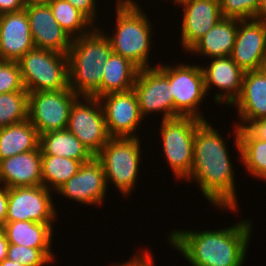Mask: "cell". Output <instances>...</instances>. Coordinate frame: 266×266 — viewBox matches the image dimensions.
I'll return each mask as SVG.
<instances>
[{
    "mask_svg": "<svg viewBox=\"0 0 266 266\" xmlns=\"http://www.w3.org/2000/svg\"><path fill=\"white\" fill-rule=\"evenodd\" d=\"M207 121L196 129L192 169L186 180L193 179L214 207L236 211L238 208L233 165L226 140Z\"/></svg>",
    "mask_w": 266,
    "mask_h": 266,
    "instance_id": "cell-1",
    "label": "cell"
},
{
    "mask_svg": "<svg viewBox=\"0 0 266 266\" xmlns=\"http://www.w3.org/2000/svg\"><path fill=\"white\" fill-rule=\"evenodd\" d=\"M249 219L220 230H172L168 238L192 266H242L252 225Z\"/></svg>",
    "mask_w": 266,
    "mask_h": 266,
    "instance_id": "cell-2",
    "label": "cell"
},
{
    "mask_svg": "<svg viewBox=\"0 0 266 266\" xmlns=\"http://www.w3.org/2000/svg\"><path fill=\"white\" fill-rule=\"evenodd\" d=\"M113 52L99 28L72 38L68 51L69 88L80 97H101L103 66Z\"/></svg>",
    "mask_w": 266,
    "mask_h": 266,
    "instance_id": "cell-3",
    "label": "cell"
},
{
    "mask_svg": "<svg viewBox=\"0 0 266 266\" xmlns=\"http://www.w3.org/2000/svg\"><path fill=\"white\" fill-rule=\"evenodd\" d=\"M116 29L107 34L114 53L129 59L139 69L151 67V22L134 0H117ZM149 64V65H148Z\"/></svg>",
    "mask_w": 266,
    "mask_h": 266,
    "instance_id": "cell-4",
    "label": "cell"
},
{
    "mask_svg": "<svg viewBox=\"0 0 266 266\" xmlns=\"http://www.w3.org/2000/svg\"><path fill=\"white\" fill-rule=\"evenodd\" d=\"M17 62L28 93L69 88L67 54L34 47Z\"/></svg>",
    "mask_w": 266,
    "mask_h": 266,
    "instance_id": "cell-5",
    "label": "cell"
},
{
    "mask_svg": "<svg viewBox=\"0 0 266 266\" xmlns=\"http://www.w3.org/2000/svg\"><path fill=\"white\" fill-rule=\"evenodd\" d=\"M140 142L139 137H111L95 156L104 169L106 185L111 181L124 196L137 183Z\"/></svg>",
    "mask_w": 266,
    "mask_h": 266,
    "instance_id": "cell-6",
    "label": "cell"
},
{
    "mask_svg": "<svg viewBox=\"0 0 266 266\" xmlns=\"http://www.w3.org/2000/svg\"><path fill=\"white\" fill-rule=\"evenodd\" d=\"M202 122L192 116L162 119L160 134L163 153L178 179L186 180L191 172L195 132Z\"/></svg>",
    "mask_w": 266,
    "mask_h": 266,
    "instance_id": "cell-7",
    "label": "cell"
},
{
    "mask_svg": "<svg viewBox=\"0 0 266 266\" xmlns=\"http://www.w3.org/2000/svg\"><path fill=\"white\" fill-rule=\"evenodd\" d=\"M159 65L158 68L167 76L174 99V118L192 116L207 121L198 112L205 97L204 76L200 65Z\"/></svg>",
    "mask_w": 266,
    "mask_h": 266,
    "instance_id": "cell-8",
    "label": "cell"
},
{
    "mask_svg": "<svg viewBox=\"0 0 266 266\" xmlns=\"http://www.w3.org/2000/svg\"><path fill=\"white\" fill-rule=\"evenodd\" d=\"M79 96L70 88L28 93V120L39 135L67 129L70 109Z\"/></svg>",
    "mask_w": 266,
    "mask_h": 266,
    "instance_id": "cell-9",
    "label": "cell"
},
{
    "mask_svg": "<svg viewBox=\"0 0 266 266\" xmlns=\"http://www.w3.org/2000/svg\"><path fill=\"white\" fill-rule=\"evenodd\" d=\"M83 99L85 103L81 101ZM67 129L87 150L96 156L111 138L108 133L101 101L97 97H81L74 101Z\"/></svg>",
    "mask_w": 266,
    "mask_h": 266,
    "instance_id": "cell-10",
    "label": "cell"
},
{
    "mask_svg": "<svg viewBox=\"0 0 266 266\" xmlns=\"http://www.w3.org/2000/svg\"><path fill=\"white\" fill-rule=\"evenodd\" d=\"M133 90L143 119L152 112H162L163 120L174 118L171 85L167 76L157 66L139 69Z\"/></svg>",
    "mask_w": 266,
    "mask_h": 266,
    "instance_id": "cell-11",
    "label": "cell"
},
{
    "mask_svg": "<svg viewBox=\"0 0 266 266\" xmlns=\"http://www.w3.org/2000/svg\"><path fill=\"white\" fill-rule=\"evenodd\" d=\"M54 206L50 190L43 185L9 188L6 222L54 223Z\"/></svg>",
    "mask_w": 266,
    "mask_h": 266,
    "instance_id": "cell-12",
    "label": "cell"
},
{
    "mask_svg": "<svg viewBox=\"0 0 266 266\" xmlns=\"http://www.w3.org/2000/svg\"><path fill=\"white\" fill-rule=\"evenodd\" d=\"M101 101L108 133L111 137H138L136 128L144 120L133 89L113 92L98 98ZM104 102H102L103 100ZM134 133V134H133Z\"/></svg>",
    "mask_w": 266,
    "mask_h": 266,
    "instance_id": "cell-13",
    "label": "cell"
},
{
    "mask_svg": "<svg viewBox=\"0 0 266 266\" xmlns=\"http://www.w3.org/2000/svg\"><path fill=\"white\" fill-rule=\"evenodd\" d=\"M230 57L244 72L263 69L266 60V23L256 19H238Z\"/></svg>",
    "mask_w": 266,
    "mask_h": 266,
    "instance_id": "cell-14",
    "label": "cell"
},
{
    "mask_svg": "<svg viewBox=\"0 0 266 266\" xmlns=\"http://www.w3.org/2000/svg\"><path fill=\"white\" fill-rule=\"evenodd\" d=\"M107 187L104 169L94 156L88 162L82 163L78 172L56 193L86 205H101L106 197Z\"/></svg>",
    "mask_w": 266,
    "mask_h": 266,
    "instance_id": "cell-15",
    "label": "cell"
},
{
    "mask_svg": "<svg viewBox=\"0 0 266 266\" xmlns=\"http://www.w3.org/2000/svg\"><path fill=\"white\" fill-rule=\"evenodd\" d=\"M25 10L35 47L68 54L72 37L58 24L49 5H26Z\"/></svg>",
    "mask_w": 266,
    "mask_h": 266,
    "instance_id": "cell-16",
    "label": "cell"
},
{
    "mask_svg": "<svg viewBox=\"0 0 266 266\" xmlns=\"http://www.w3.org/2000/svg\"><path fill=\"white\" fill-rule=\"evenodd\" d=\"M181 44L188 50L222 19L220 0H184Z\"/></svg>",
    "mask_w": 266,
    "mask_h": 266,
    "instance_id": "cell-17",
    "label": "cell"
},
{
    "mask_svg": "<svg viewBox=\"0 0 266 266\" xmlns=\"http://www.w3.org/2000/svg\"><path fill=\"white\" fill-rule=\"evenodd\" d=\"M201 69L204 76L206 94L211 89V85L216 86V88L220 89V93L215 94V103L232 105L241 93L245 72L230 56L212 58L209 66L201 67Z\"/></svg>",
    "mask_w": 266,
    "mask_h": 266,
    "instance_id": "cell-18",
    "label": "cell"
},
{
    "mask_svg": "<svg viewBox=\"0 0 266 266\" xmlns=\"http://www.w3.org/2000/svg\"><path fill=\"white\" fill-rule=\"evenodd\" d=\"M35 47L25 9L0 17V60L18 61Z\"/></svg>",
    "mask_w": 266,
    "mask_h": 266,
    "instance_id": "cell-19",
    "label": "cell"
},
{
    "mask_svg": "<svg viewBox=\"0 0 266 266\" xmlns=\"http://www.w3.org/2000/svg\"><path fill=\"white\" fill-rule=\"evenodd\" d=\"M237 106L240 116L238 128H246L251 122L266 117V71L264 69L246 71L242 89L231 106ZM242 123V124H241Z\"/></svg>",
    "mask_w": 266,
    "mask_h": 266,
    "instance_id": "cell-20",
    "label": "cell"
},
{
    "mask_svg": "<svg viewBox=\"0 0 266 266\" xmlns=\"http://www.w3.org/2000/svg\"><path fill=\"white\" fill-rule=\"evenodd\" d=\"M41 148L0 161V186L31 187L42 185ZM4 183V184H3Z\"/></svg>",
    "mask_w": 266,
    "mask_h": 266,
    "instance_id": "cell-21",
    "label": "cell"
},
{
    "mask_svg": "<svg viewBox=\"0 0 266 266\" xmlns=\"http://www.w3.org/2000/svg\"><path fill=\"white\" fill-rule=\"evenodd\" d=\"M238 29V19L223 17L188 51L206 58L230 56Z\"/></svg>",
    "mask_w": 266,
    "mask_h": 266,
    "instance_id": "cell-22",
    "label": "cell"
},
{
    "mask_svg": "<svg viewBox=\"0 0 266 266\" xmlns=\"http://www.w3.org/2000/svg\"><path fill=\"white\" fill-rule=\"evenodd\" d=\"M9 244L23 245L37 249H51L52 223L34 221L6 222L3 225Z\"/></svg>",
    "mask_w": 266,
    "mask_h": 266,
    "instance_id": "cell-23",
    "label": "cell"
},
{
    "mask_svg": "<svg viewBox=\"0 0 266 266\" xmlns=\"http://www.w3.org/2000/svg\"><path fill=\"white\" fill-rule=\"evenodd\" d=\"M40 135L27 119L0 128V161L39 148Z\"/></svg>",
    "mask_w": 266,
    "mask_h": 266,
    "instance_id": "cell-24",
    "label": "cell"
},
{
    "mask_svg": "<svg viewBox=\"0 0 266 266\" xmlns=\"http://www.w3.org/2000/svg\"><path fill=\"white\" fill-rule=\"evenodd\" d=\"M39 147L42 155H57L77 160L81 163L88 162L94 157L68 129L41 134Z\"/></svg>",
    "mask_w": 266,
    "mask_h": 266,
    "instance_id": "cell-25",
    "label": "cell"
},
{
    "mask_svg": "<svg viewBox=\"0 0 266 266\" xmlns=\"http://www.w3.org/2000/svg\"><path fill=\"white\" fill-rule=\"evenodd\" d=\"M139 68L114 52L103 66L101 96L133 89Z\"/></svg>",
    "mask_w": 266,
    "mask_h": 266,
    "instance_id": "cell-26",
    "label": "cell"
},
{
    "mask_svg": "<svg viewBox=\"0 0 266 266\" xmlns=\"http://www.w3.org/2000/svg\"><path fill=\"white\" fill-rule=\"evenodd\" d=\"M235 145L242 164L253 177L266 180V141L256 138L247 128H234Z\"/></svg>",
    "mask_w": 266,
    "mask_h": 266,
    "instance_id": "cell-27",
    "label": "cell"
},
{
    "mask_svg": "<svg viewBox=\"0 0 266 266\" xmlns=\"http://www.w3.org/2000/svg\"><path fill=\"white\" fill-rule=\"evenodd\" d=\"M81 164L80 161L66 157L42 155V185L56 192L78 172Z\"/></svg>",
    "mask_w": 266,
    "mask_h": 266,
    "instance_id": "cell-28",
    "label": "cell"
},
{
    "mask_svg": "<svg viewBox=\"0 0 266 266\" xmlns=\"http://www.w3.org/2000/svg\"><path fill=\"white\" fill-rule=\"evenodd\" d=\"M49 7L58 24L72 38L88 34L96 27L83 13L73 7L67 0H53L49 4Z\"/></svg>",
    "mask_w": 266,
    "mask_h": 266,
    "instance_id": "cell-29",
    "label": "cell"
},
{
    "mask_svg": "<svg viewBox=\"0 0 266 266\" xmlns=\"http://www.w3.org/2000/svg\"><path fill=\"white\" fill-rule=\"evenodd\" d=\"M28 119V92L16 91L0 94V128Z\"/></svg>",
    "mask_w": 266,
    "mask_h": 266,
    "instance_id": "cell-30",
    "label": "cell"
},
{
    "mask_svg": "<svg viewBox=\"0 0 266 266\" xmlns=\"http://www.w3.org/2000/svg\"><path fill=\"white\" fill-rule=\"evenodd\" d=\"M51 249L30 248L23 245L9 244L7 258L24 266H44L53 263Z\"/></svg>",
    "mask_w": 266,
    "mask_h": 266,
    "instance_id": "cell-31",
    "label": "cell"
},
{
    "mask_svg": "<svg viewBox=\"0 0 266 266\" xmlns=\"http://www.w3.org/2000/svg\"><path fill=\"white\" fill-rule=\"evenodd\" d=\"M260 0H220L222 17L254 19Z\"/></svg>",
    "mask_w": 266,
    "mask_h": 266,
    "instance_id": "cell-32",
    "label": "cell"
},
{
    "mask_svg": "<svg viewBox=\"0 0 266 266\" xmlns=\"http://www.w3.org/2000/svg\"><path fill=\"white\" fill-rule=\"evenodd\" d=\"M24 89L18 62L0 60V94Z\"/></svg>",
    "mask_w": 266,
    "mask_h": 266,
    "instance_id": "cell-33",
    "label": "cell"
},
{
    "mask_svg": "<svg viewBox=\"0 0 266 266\" xmlns=\"http://www.w3.org/2000/svg\"><path fill=\"white\" fill-rule=\"evenodd\" d=\"M73 7L83 13L92 23L96 21V0H67Z\"/></svg>",
    "mask_w": 266,
    "mask_h": 266,
    "instance_id": "cell-34",
    "label": "cell"
},
{
    "mask_svg": "<svg viewBox=\"0 0 266 266\" xmlns=\"http://www.w3.org/2000/svg\"><path fill=\"white\" fill-rule=\"evenodd\" d=\"M114 266H154L153 256L151 251L143 250V253L136 254V256L131 257L129 261L116 264Z\"/></svg>",
    "mask_w": 266,
    "mask_h": 266,
    "instance_id": "cell-35",
    "label": "cell"
},
{
    "mask_svg": "<svg viewBox=\"0 0 266 266\" xmlns=\"http://www.w3.org/2000/svg\"><path fill=\"white\" fill-rule=\"evenodd\" d=\"M246 128L256 138L266 141V117L251 122Z\"/></svg>",
    "mask_w": 266,
    "mask_h": 266,
    "instance_id": "cell-36",
    "label": "cell"
},
{
    "mask_svg": "<svg viewBox=\"0 0 266 266\" xmlns=\"http://www.w3.org/2000/svg\"><path fill=\"white\" fill-rule=\"evenodd\" d=\"M25 6L24 0H0V14L18 12Z\"/></svg>",
    "mask_w": 266,
    "mask_h": 266,
    "instance_id": "cell-37",
    "label": "cell"
},
{
    "mask_svg": "<svg viewBox=\"0 0 266 266\" xmlns=\"http://www.w3.org/2000/svg\"><path fill=\"white\" fill-rule=\"evenodd\" d=\"M8 209V188L0 187V224L3 226L6 223V215Z\"/></svg>",
    "mask_w": 266,
    "mask_h": 266,
    "instance_id": "cell-38",
    "label": "cell"
},
{
    "mask_svg": "<svg viewBox=\"0 0 266 266\" xmlns=\"http://www.w3.org/2000/svg\"><path fill=\"white\" fill-rule=\"evenodd\" d=\"M9 242L7 240L5 232L2 230L0 232V262L7 258Z\"/></svg>",
    "mask_w": 266,
    "mask_h": 266,
    "instance_id": "cell-39",
    "label": "cell"
},
{
    "mask_svg": "<svg viewBox=\"0 0 266 266\" xmlns=\"http://www.w3.org/2000/svg\"><path fill=\"white\" fill-rule=\"evenodd\" d=\"M254 19L266 23V0H260L259 7Z\"/></svg>",
    "mask_w": 266,
    "mask_h": 266,
    "instance_id": "cell-40",
    "label": "cell"
},
{
    "mask_svg": "<svg viewBox=\"0 0 266 266\" xmlns=\"http://www.w3.org/2000/svg\"><path fill=\"white\" fill-rule=\"evenodd\" d=\"M53 0H24L25 5H49Z\"/></svg>",
    "mask_w": 266,
    "mask_h": 266,
    "instance_id": "cell-41",
    "label": "cell"
},
{
    "mask_svg": "<svg viewBox=\"0 0 266 266\" xmlns=\"http://www.w3.org/2000/svg\"><path fill=\"white\" fill-rule=\"evenodd\" d=\"M0 266H24V265L11 261L8 258H5L2 262H0Z\"/></svg>",
    "mask_w": 266,
    "mask_h": 266,
    "instance_id": "cell-42",
    "label": "cell"
},
{
    "mask_svg": "<svg viewBox=\"0 0 266 266\" xmlns=\"http://www.w3.org/2000/svg\"><path fill=\"white\" fill-rule=\"evenodd\" d=\"M171 1H173V0H171ZM182 1H184V0H174L173 2H174L175 5H177V3H180Z\"/></svg>",
    "mask_w": 266,
    "mask_h": 266,
    "instance_id": "cell-43",
    "label": "cell"
},
{
    "mask_svg": "<svg viewBox=\"0 0 266 266\" xmlns=\"http://www.w3.org/2000/svg\"><path fill=\"white\" fill-rule=\"evenodd\" d=\"M263 69L266 71V60H265V62H264Z\"/></svg>",
    "mask_w": 266,
    "mask_h": 266,
    "instance_id": "cell-44",
    "label": "cell"
},
{
    "mask_svg": "<svg viewBox=\"0 0 266 266\" xmlns=\"http://www.w3.org/2000/svg\"><path fill=\"white\" fill-rule=\"evenodd\" d=\"M3 230V226L0 224V232Z\"/></svg>",
    "mask_w": 266,
    "mask_h": 266,
    "instance_id": "cell-45",
    "label": "cell"
}]
</instances>
